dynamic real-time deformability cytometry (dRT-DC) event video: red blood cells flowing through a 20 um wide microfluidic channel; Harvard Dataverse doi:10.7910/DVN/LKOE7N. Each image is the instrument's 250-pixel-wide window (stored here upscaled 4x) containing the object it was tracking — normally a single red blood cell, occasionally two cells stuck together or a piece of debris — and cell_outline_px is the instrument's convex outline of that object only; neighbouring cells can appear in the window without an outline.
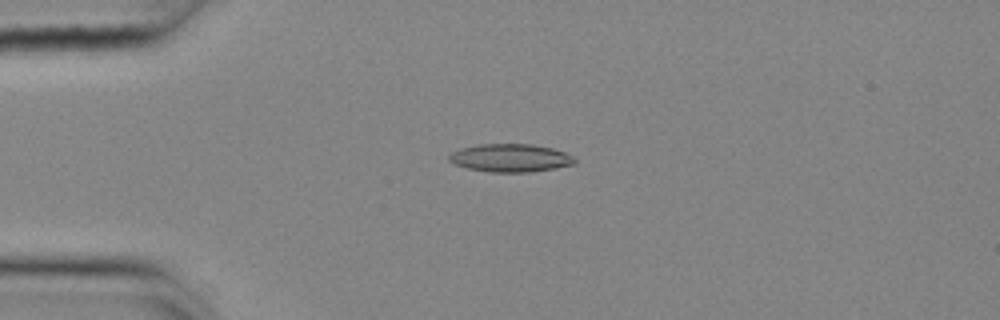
{"species": "common noctule bat (a hibernating species)", "species_latin": "Nyctalus noctula", "temperature_condition": "cold", "stored_images_in_passage": 55, "camera_frame_rate_fps": 3000, "um_per_image_px": 0.085, "animal": {"sex": "female", "body_mass_g": 25.1}, "frame": {"image": 1, "passage_image": 14, "time_ms": 4.333, "image_size_px": [1000, 320], "cell_outline_px": [[576, 164], [556, 168], [532, 172], [488, 172], [468, 168], [456, 164], [448, 160], [448, 156], [452, 152], [460, 148], [480, 144], [532, 144], [552, 148], [564, 152], [572, 156], [576, 160]], "centroid_in_image_um": [43.4, 13.43], "position_along_channel_um": 41.6, "area_um2": 20.58}}
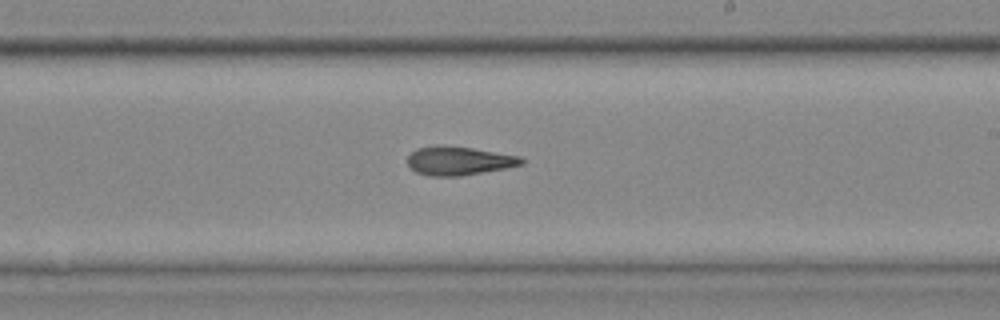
{"frame": {"image": 2, "passage_image": 33, "time_ms": 10.667, "image_size_px": [1000, 320], "cell_outline_px": [[524, 164], [504, 168], [460, 176], [428, 176], [416, 172], [408, 164], [408, 156], [416, 148], [472, 148], [520, 156], [524, 160]], "centroid_in_image_um": [39.04, 13.71], "position_along_channel_um": 250.0, "area_um2": 18.21}}
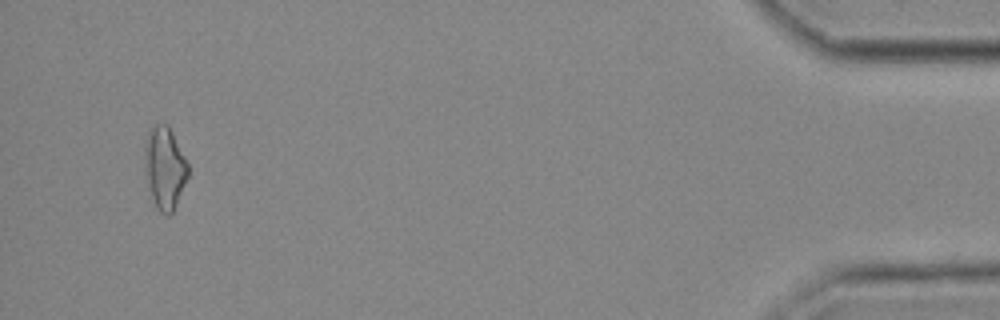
{"frame": {"image": 3, "passage_image": 53, "time_ms": 17.333, "image_size_px": [1000, 320], "cell_outline_px": [[188, 176], [176, 204], [172, 212], [168, 216], [164, 216], [156, 208], [152, 196], [148, 180], [144, 148], [144, 144], [148, 128], [156, 124], [168, 124], [188, 164]], "centroid_in_image_um": [14.0, 14.24], "position_along_channel_um": 421.2, "area_um2": 20.4}, "authors_computed_cell_mechanics": {"area_um2": 19.1896, "velocity_mm_per_s": 3.7051, "shape_relaxation_time_tau1_ms": 6.192, "shape_relaxation_time_tau2_ms": 4.1154, "deformation_change_tau1": 0.1551, "deformation_change_tau2": 0.15}}